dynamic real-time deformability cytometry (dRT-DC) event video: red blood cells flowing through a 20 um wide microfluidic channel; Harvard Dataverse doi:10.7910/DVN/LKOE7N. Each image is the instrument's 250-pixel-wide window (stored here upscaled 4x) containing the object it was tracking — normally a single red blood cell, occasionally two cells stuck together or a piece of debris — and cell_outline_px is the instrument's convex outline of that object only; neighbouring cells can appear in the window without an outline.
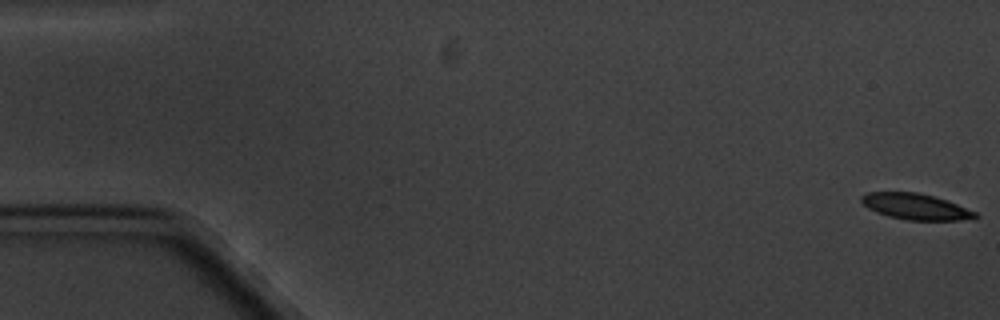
{"species": "common noctule bat (a hibernating species)", "species_latin": "Nyctalus noctula", "temperature_condition": "cold", "stored_images_in_passage": 5, "camera_frame_rate_fps": 3000, "um_per_image_px": 0.085, "animal": {"sex": "male", "body_mass_g": 20.1, "forearm_length_mm": 53.5}, "frame": {"image": 1, "passage_image": 1, "time_ms": 0.0, "image_size_px": [1000, 320], "cell_outline_px": [[980, 216], [960, 220], [908, 220], [888, 216], [876, 212], [868, 208], [860, 200], [860, 196], [868, 192], [916, 192], [948, 200], [976, 212]], "centroid_in_image_um": [77.81, 17.55], "position_along_channel_um": 7.2, "area_um2": 17.17}}
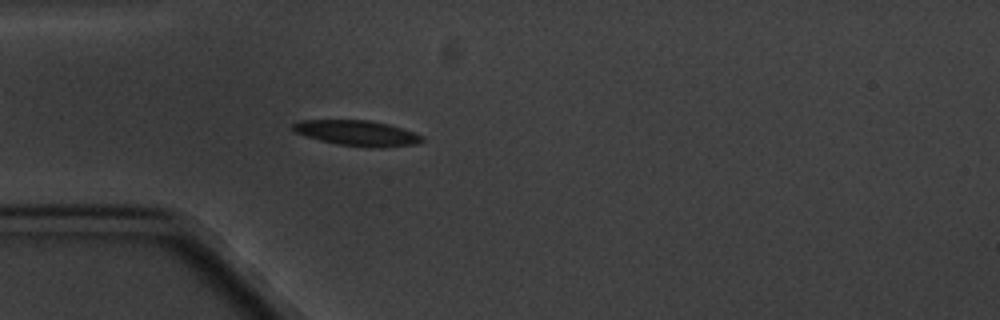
{"frame": {"image": 2, "passage_image": 5, "time_ms": 5.333, "image_size_px": [1000, 320], "cell_outline_px": [[424, 140], [416, 144], [384, 148], [364, 148], [336, 144], [320, 140], [296, 132], [292, 128], [292, 124], [300, 120], [368, 120], [388, 124], [424, 136]], "centroid_in_image_um": [30.38, 11.33], "position_along_channel_um": 54.6, "area_um2": 19.19}}